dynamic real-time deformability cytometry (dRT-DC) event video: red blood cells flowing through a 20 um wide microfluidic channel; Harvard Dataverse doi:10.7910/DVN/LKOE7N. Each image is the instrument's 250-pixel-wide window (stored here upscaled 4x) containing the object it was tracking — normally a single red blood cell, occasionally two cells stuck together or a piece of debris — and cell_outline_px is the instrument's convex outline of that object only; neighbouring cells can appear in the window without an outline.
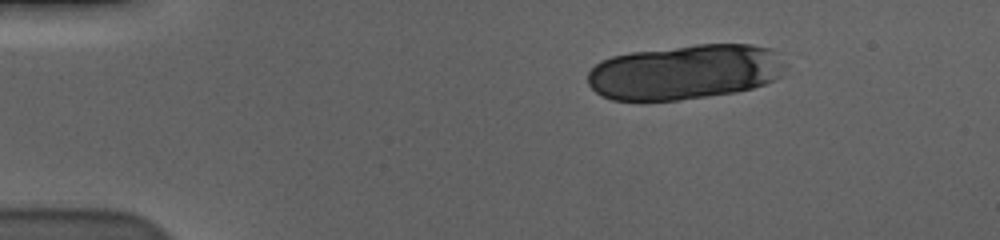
{"species": "human", "species_latin": "Homo sapiens", "temperature_condition": "cold", "stored_images_in_passage": 13, "camera_frame_rate_fps": 3000, "um_per_image_px": 0.085, "donor": {"sex": "male"}, "frame": {"image": 1, "passage_image": 1, "time_ms": 0.0, "image_size_px": [1000, 240], "cell_outline_px": [[788, 64], [784, 76], [776, 80], [752, 88], [736, 92], [680, 100], [612, 100], [600, 96], [588, 84], [588, 72], [600, 60], [612, 56], [632, 52], [696, 44], [752, 44], [772, 48]], "centroid_in_image_um": [58.29, 6.11], "position_along_channel_um": 26.7, "area_um2": 64.1}}